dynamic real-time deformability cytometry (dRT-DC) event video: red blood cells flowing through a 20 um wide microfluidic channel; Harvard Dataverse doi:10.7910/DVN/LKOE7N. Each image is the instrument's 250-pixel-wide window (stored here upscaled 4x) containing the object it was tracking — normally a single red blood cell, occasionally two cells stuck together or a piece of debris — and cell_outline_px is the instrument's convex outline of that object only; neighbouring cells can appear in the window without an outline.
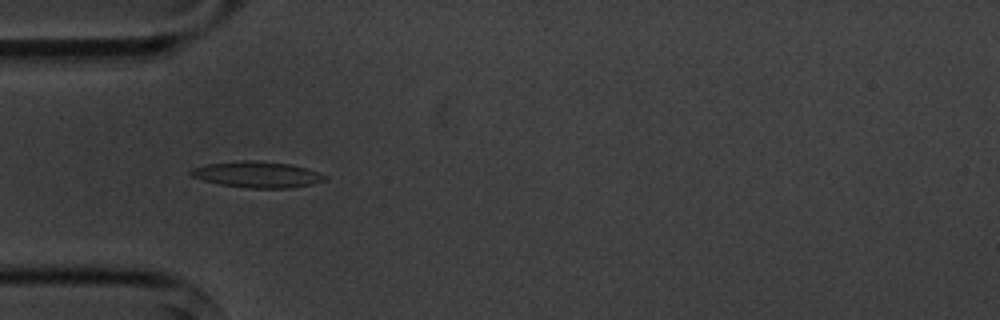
{"species": "common noctule bat (a hibernating species)", "species_latin": "Nyctalus noctula", "temperature_condition": "cold", "stored_images_in_passage": 5, "camera_frame_rate_fps": 3000, "um_per_image_px": 0.085, "animal": {"sex": "male", "body_mass_g": 20.1, "forearm_length_mm": 53.5}, "frame": {"image": 1, "passage_image": 5, "time_ms": 4.667, "image_size_px": [1000, 320], "cell_outline_px": [[328, 180], [312, 184], [288, 188], [248, 188], [220, 184], [204, 180], [192, 176], [188, 172], [192, 168], [208, 164], [240, 160], [248, 160], [288, 164], [304, 168], [328, 176]], "centroid_in_image_um": [21.86, 14.84], "position_along_channel_um": 63.1, "area_um2": 20.11}}